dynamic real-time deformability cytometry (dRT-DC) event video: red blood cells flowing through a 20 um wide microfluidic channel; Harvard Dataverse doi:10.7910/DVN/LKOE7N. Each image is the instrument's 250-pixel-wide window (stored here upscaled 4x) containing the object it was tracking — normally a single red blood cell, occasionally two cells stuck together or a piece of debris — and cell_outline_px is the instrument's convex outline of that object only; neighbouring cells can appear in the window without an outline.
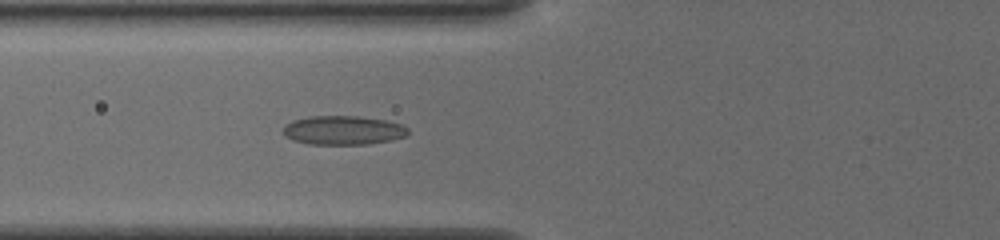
{"species": "common noctule bat (a hibernating species)", "species_latin": "Nyctalus noctula", "temperature_condition": "cold", "stored_images_in_passage": 34, "camera_frame_rate_fps": 3000, "um_per_image_px": 0.085, "animal": {"sex": "female", "body_mass_g": 19.5, "forearm_length_mm": 54.1}, "frame": {"image": 1, "passage_image": 7, "time_ms": 2.0, "image_size_px": [1000, 240], "cell_outline_px": [[408, 136], [392, 140], [368, 144], [308, 144], [292, 140], [284, 136], [284, 124], [292, 120], [308, 116], [360, 116], [384, 120], [400, 124], [408, 128]], "centroid_in_image_um": [29.15, 11.07], "position_along_channel_um": 96.6, "area_um2": 21.27}}
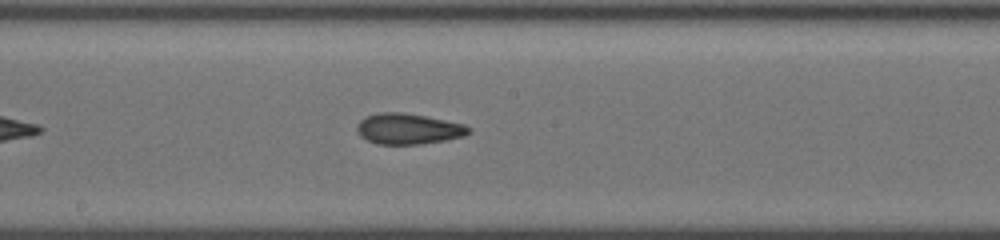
{"frame": {"image": 2, "passage_image": 16, "time_ms": 5.0, "image_size_px": [1000, 240], "cell_outline_px": [[472, 132], [464, 136], [448, 140], [420, 144], [376, 144], [360, 136], [356, 128], [360, 120], [364, 116], [376, 112], [404, 112], [464, 124], [472, 128]], "centroid_in_image_um": [34.71, 10.95], "position_along_channel_um": 213.5, "area_um2": 20.23}}
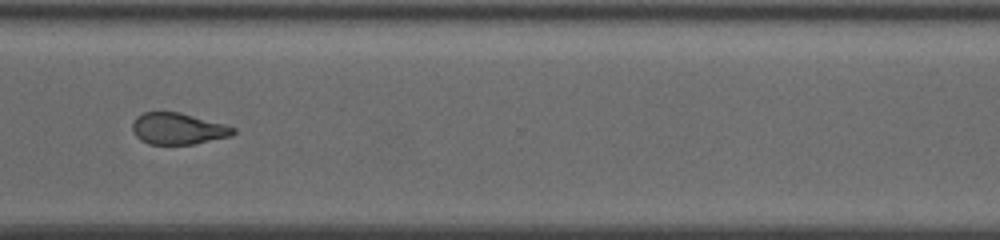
{"frame": {"image": 3, "passage_image": 27, "time_ms": 8.667, "image_size_px": [1000, 240], "cell_outline_px": [[236, 132], [232, 136], [192, 144], [148, 144], [140, 140], [132, 132], [132, 124], [136, 116], [144, 112], [180, 112], [228, 124], [236, 128]], "centroid_in_image_um": [15.15, 10.93], "position_along_channel_um": 355.4, "area_um2": 18.79}, "authors_computed_cell_mechanics": {"area_um2": 19.5653, "velocity_mm_per_s": 3.8821, "shape_relaxation_time_tau1_ms": 10.1025, "shape_relaxation_time_tau2_ms": 1.9298, "deformation_change_tau1": 0.1865, "deformation_change_tau2": 0.0905}}